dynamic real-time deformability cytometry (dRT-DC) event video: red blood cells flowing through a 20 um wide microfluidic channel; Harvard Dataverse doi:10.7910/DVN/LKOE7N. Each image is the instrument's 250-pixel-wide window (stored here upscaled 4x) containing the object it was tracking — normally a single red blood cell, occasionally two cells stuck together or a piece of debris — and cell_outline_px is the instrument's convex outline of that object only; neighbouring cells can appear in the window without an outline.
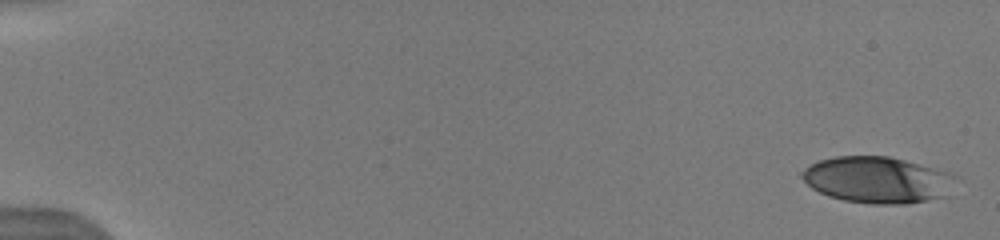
{"species": "human", "species_latin": "Homo sapiens", "temperature_condition": "warm", "stored_images_in_passage": 45, "camera_frame_rate_fps": 3000, "um_per_image_px": 0.085, "donor": {"sex": "male"}, "frame": {"image": 1, "passage_image": 1, "time_ms": 0.0, "image_size_px": [1000, 240], "cell_outline_px": [[956, 176], [948, 196], [928, 200], [904, 204], [872, 204], [844, 200], [828, 196], [812, 188], [800, 176], [800, 172], [808, 164], [820, 160], [836, 156], [888, 156], [904, 160], [948, 172]], "centroid_in_image_um": [74.56, 15.29], "position_along_channel_um": 10.4, "area_um2": 41.56}}
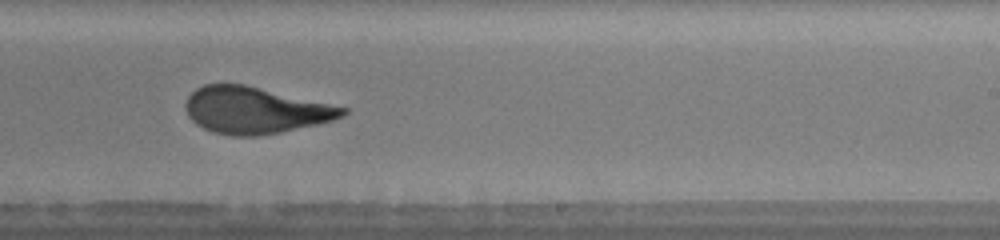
{"frame": {"image": 2, "passage_image": 28, "time_ms": 10.667, "image_size_px": [1000, 240], "cell_outline_px": [[348, 112], [344, 116], [332, 120], [316, 124], [280, 132], [256, 136], [232, 136], [212, 132], [196, 124], [188, 116], [184, 108], [184, 104], [188, 96], [196, 88], [204, 84], [244, 84], [348, 108]], "centroid_in_image_um": [21.64, 9.37], "position_along_channel_um": 267.4, "area_um2": 42.48}}
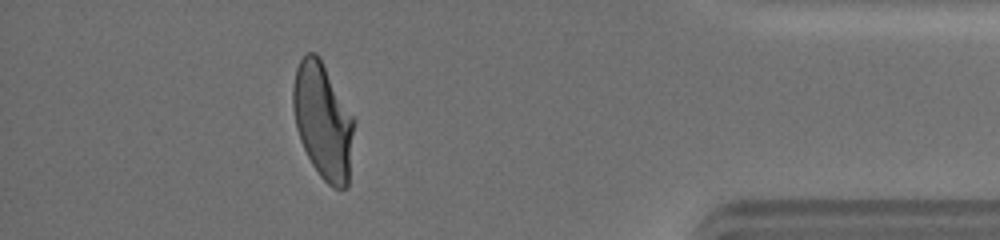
{"frame": {"image": 3, "passage_image": 41, "time_ms": 15.0, "image_size_px": [1000, 240], "cell_outline_px": [[356, 120], [348, 188], [332, 188], [320, 176], [312, 164], [300, 140], [296, 128], [292, 104], [292, 88], [296, 68], [300, 60], [308, 52], [316, 52], [320, 56]], "centroid_in_image_um": [27.48, 10.28], "position_along_channel_um": 407.7, "area_um2": 41.85}, "authors_computed_cell_mechanics": {"area_um2": 42.5408, "velocity_mm_per_s": 4.0345, "shape_relaxation_time_tau1_ms": 6.066, "shape_relaxation_time_tau2_ms": 0.633, "deformation_change_tau1": 0.2229, "deformation_change_tau2": 0.0768}}